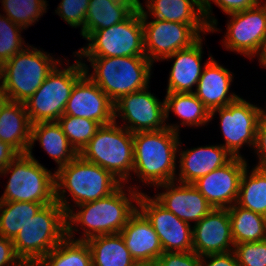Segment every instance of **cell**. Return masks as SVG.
<instances>
[{
  "label": "cell",
  "mask_w": 266,
  "mask_h": 266,
  "mask_svg": "<svg viewBox=\"0 0 266 266\" xmlns=\"http://www.w3.org/2000/svg\"><path fill=\"white\" fill-rule=\"evenodd\" d=\"M177 127L167 126L158 131L133 133L134 172L141 179L156 185L174 181Z\"/></svg>",
  "instance_id": "cell-1"
},
{
  "label": "cell",
  "mask_w": 266,
  "mask_h": 266,
  "mask_svg": "<svg viewBox=\"0 0 266 266\" xmlns=\"http://www.w3.org/2000/svg\"><path fill=\"white\" fill-rule=\"evenodd\" d=\"M54 175L55 201L63 207L66 214L71 209L63 196L59 195L61 186L67 188L76 204L80 205L107 197L122 184L112 173L84 160L79 154L67 165L58 168Z\"/></svg>",
  "instance_id": "cell-2"
},
{
  "label": "cell",
  "mask_w": 266,
  "mask_h": 266,
  "mask_svg": "<svg viewBox=\"0 0 266 266\" xmlns=\"http://www.w3.org/2000/svg\"><path fill=\"white\" fill-rule=\"evenodd\" d=\"M66 212L57 202L43 206L12 240L21 262L42 260L67 236Z\"/></svg>",
  "instance_id": "cell-3"
},
{
  "label": "cell",
  "mask_w": 266,
  "mask_h": 266,
  "mask_svg": "<svg viewBox=\"0 0 266 266\" xmlns=\"http://www.w3.org/2000/svg\"><path fill=\"white\" fill-rule=\"evenodd\" d=\"M95 69L90 79L115 103L147 88L151 61L147 57H88Z\"/></svg>",
  "instance_id": "cell-4"
},
{
  "label": "cell",
  "mask_w": 266,
  "mask_h": 266,
  "mask_svg": "<svg viewBox=\"0 0 266 266\" xmlns=\"http://www.w3.org/2000/svg\"><path fill=\"white\" fill-rule=\"evenodd\" d=\"M34 50L23 49L0 66V90L7 100L26 102L56 67L49 55Z\"/></svg>",
  "instance_id": "cell-5"
},
{
  "label": "cell",
  "mask_w": 266,
  "mask_h": 266,
  "mask_svg": "<svg viewBox=\"0 0 266 266\" xmlns=\"http://www.w3.org/2000/svg\"><path fill=\"white\" fill-rule=\"evenodd\" d=\"M115 121L102 125L79 155L112 173L119 180H126L128 171L133 170V133L116 127ZM125 131V132H124Z\"/></svg>",
  "instance_id": "cell-6"
},
{
  "label": "cell",
  "mask_w": 266,
  "mask_h": 266,
  "mask_svg": "<svg viewBox=\"0 0 266 266\" xmlns=\"http://www.w3.org/2000/svg\"><path fill=\"white\" fill-rule=\"evenodd\" d=\"M10 169L12 175L0 202H33L44 206L55 202V175L41 166L31 151L19 154L1 173Z\"/></svg>",
  "instance_id": "cell-7"
},
{
  "label": "cell",
  "mask_w": 266,
  "mask_h": 266,
  "mask_svg": "<svg viewBox=\"0 0 266 266\" xmlns=\"http://www.w3.org/2000/svg\"><path fill=\"white\" fill-rule=\"evenodd\" d=\"M63 71L57 67L48 75L35 93L24 102L31 124L58 121L75 83L85 74V64L76 62Z\"/></svg>",
  "instance_id": "cell-8"
},
{
  "label": "cell",
  "mask_w": 266,
  "mask_h": 266,
  "mask_svg": "<svg viewBox=\"0 0 266 266\" xmlns=\"http://www.w3.org/2000/svg\"><path fill=\"white\" fill-rule=\"evenodd\" d=\"M122 188L120 186L107 197L78 205L82 210L77 214H72V210L67 213L66 219L73 223L80 222L92 231L86 229V238L79 240L87 241L96 236L117 234L122 231L130 217L137 211Z\"/></svg>",
  "instance_id": "cell-9"
},
{
  "label": "cell",
  "mask_w": 266,
  "mask_h": 266,
  "mask_svg": "<svg viewBox=\"0 0 266 266\" xmlns=\"http://www.w3.org/2000/svg\"><path fill=\"white\" fill-rule=\"evenodd\" d=\"M87 40L88 48L78 54L86 57H146L142 13L137 8L126 20L109 28L94 31Z\"/></svg>",
  "instance_id": "cell-10"
},
{
  "label": "cell",
  "mask_w": 266,
  "mask_h": 266,
  "mask_svg": "<svg viewBox=\"0 0 266 266\" xmlns=\"http://www.w3.org/2000/svg\"><path fill=\"white\" fill-rule=\"evenodd\" d=\"M138 8L142 13L144 51H148L145 55L151 62L155 58L159 59V56L160 59H166L179 50L191 47L200 39L198 32L188 24L160 19L146 24L147 14L140 1Z\"/></svg>",
  "instance_id": "cell-11"
},
{
  "label": "cell",
  "mask_w": 266,
  "mask_h": 266,
  "mask_svg": "<svg viewBox=\"0 0 266 266\" xmlns=\"http://www.w3.org/2000/svg\"><path fill=\"white\" fill-rule=\"evenodd\" d=\"M137 193L130 194L140 206L141 213L153 226L163 252H174V249L175 252L193 251L190 225L163 207L156 199Z\"/></svg>",
  "instance_id": "cell-12"
},
{
  "label": "cell",
  "mask_w": 266,
  "mask_h": 266,
  "mask_svg": "<svg viewBox=\"0 0 266 266\" xmlns=\"http://www.w3.org/2000/svg\"><path fill=\"white\" fill-rule=\"evenodd\" d=\"M215 111H219L221 118V127L226 141L223 147L232 157H241L238 155V150L243 143L255 144L257 127L264 111L240 97L226 107L212 110L210 117Z\"/></svg>",
  "instance_id": "cell-13"
},
{
  "label": "cell",
  "mask_w": 266,
  "mask_h": 266,
  "mask_svg": "<svg viewBox=\"0 0 266 266\" xmlns=\"http://www.w3.org/2000/svg\"><path fill=\"white\" fill-rule=\"evenodd\" d=\"M246 165L242 157H232L224 166L200 177L192 185L214 209L228 208L226 203L237 201L240 181Z\"/></svg>",
  "instance_id": "cell-14"
},
{
  "label": "cell",
  "mask_w": 266,
  "mask_h": 266,
  "mask_svg": "<svg viewBox=\"0 0 266 266\" xmlns=\"http://www.w3.org/2000/svg\"><path fill=\"white\" fill-rule=\"evenodd\" d=\"M87 72L85 69V74L75 83L63 115L110 124L115 121L114 103L89 76L86 77Z\"/></svg>",
  "instance_id": "cell-15"
},
{
  "label": "cell",
  "mask_w": 266,
  "mask_h": 266,
  "mask_svg": "<svg viewBox=\"0 0 266 266\" xmlns=\"http://www.w3.org/2000/svg\"><path fill=\"white\" fill-rule=\"evenodd\" d=\"M145 90L127 94L114 103V118L117 116V111H122L123 119L132 124L126 129L132 133L158 131L167 128V125H161L166 119L165 103L159 102L156 97Z\"/></svg>",
  "instance_id": "cell-16"
},
{
  "label": "cell",
  "mask_w": 266,
  "mask_h": 266,
  "mask_svg": "<svg viewBox=\"0 0 266 266\" xmlns=\"http://www.w3.org/2000/svg\"><path fill=\"white\" fill-rule=\"evenodd\" d=\"M230 15L233 19L228 24L226 47L248 56L258 53L266 36V6L257 5Z\"/></svg>",
  "instance_id": "cell-17"
},
{
  "label": "cell",
  "mask_w": 266,
  "mask_h": 266,
  "mask_svg": "<svg viewBox=\"0 0 266 266\" xmlns=\"http://www.w3.org/2000/svg\"><path fill=\"white\" fill-rule=\"evenodd\" d=\"M192 243L193 252L200 257L231 252L228 245H234V241L228 208L212 209L197 222L192 229Z\"/></svg>",
  "instance_id": "cell-18"
},
{
  "label": "cell",
  "mask_w": 266,
  "mask_h": 266,
  "mask_svg": "<svg viewBox=\"0 0 266 266\" xmlns=\"http://www.w3.org/2000/svg\"><path fill=\"white\" fill-rule=\"evenodd\" d=\"M120 234L136 263H156L164 253L153 226L138 210L130 217Z\"/></svg>",
  "instance_id": "cell-19"
},
{
  "label": "cell",
  "mask_w": 266,
  "mask_h": 266,
  "mask_svg": "<svg viewBox=\"0 0 266 266\" xmlns=\"http://www.w3.org/2000/svg\"><path fill=\"white\" fill-rule=\"evenodd\" d=\"M158 186L168 188V191L157 196L156 200L188 224L189 220L199 222L214 209L192 184L182 183V186L173 188L174 183L168 182Z\"/></svg>",
  "instance_id": "cell-20"
},
{
  "label": "cell",
  "mask_w": 266,
  "mask_h": 266,
  "mask_svg": "<svg viewBox=\"0 0 266 266\" xmlns=\"http://www.w3.org/2000/svg\"><path fill=\"white\" fill-rule=\"evenodd\" d=\"M205 63V69L197 84L196 97L211 112L214 109L226 107L239 97L237 95L226 96L229 91L232 75L230 72L218 65L212 57Z\"/></svg>",
  "instance_id": "cell-21"
},
{
  "label": "cell",
  "mask_w": 266,
  "mask_h": 266,
  "mask_svg": "<svg viewBox=\"0 0 266 266\" xmlns=\"http://www.w3.org/2000/svg\"><path fill=\"white\" fill-rule=\"evenodd\" d=\"M31 122L24 103L6 100L0 110V140L19 154H27L31 143Z\"/></svg>",
  "instance_id": "cell-22"
},
{
  "label": "cell",
  "mask_w": 266,
  "mask_h": 266,
  "mask_svg": "<svg viewBox=\"0 0 266 266\" xmlns=\"http://www.w3.org/2000/svg\"><path fill=\"white\" fill-rule=\"evenodd\" d=\"M230 156V158H227ZM232 155L222 146L199 147L183 151L180 159V183L192 184L200 177L224 166Z\"/></svg>",
  "instance_id": "cell-23"
},
{
  "label": "cell",
  "mask_w": 266,
  "mask_h": 266,
  "mask_svg": "<svg viewBox=\"0 0 266 266\" xmlns=\"http://www.w3.org/2000/svg\"><path fill=\"white\" fill-rule=\"evenodd\" d=\"M148 2L147 7L156 19L188 24L198 33L200 30L212 31L215 29L213 24H216V19L207 21L203 17L202 6L196 0H148ZM193 4L199 12L195 11ZM197 13H200L199 15L203 18Z\"/></svg>",
  "instance_id": "cell-24"
},
{
  "label": "cell",
  "mask_w": 266,
  "mask_h": 266,
  "mask_svg": "<svg viewBox=\"0 0 266 266\" xmlns=\"http://www.w3.org/2000/svg\"><path fill=\"white\" fill-rule=\"evenodd\" d=\"M201 38L187 49L166 58H175L169 77L167 93H191L192 85L198 84L201 72Z\"/></svg>",
  "instance_id": "cell-25"
},
{
  "label": "cell",
  "mask_w": 266,
  "mask_h": 266,
  "mask_svg": "<svg viewBox=\"0 0 266 266\" xmlns=\"http://www.w3.org/2000/svg\"><path fill=\"white\" fill-rule=\"evenodd\" d=\"M139 0H90L85 19V38L94 31L109 28L126 20Z\"/></svg>",
  "instance_id": "cell-26"
},
{
  "label": "cell",
  "mask_w": 266,
  "mask_h": 266,
  "mask_svg": "<svg viewBox=\"0 0 266 266\" xmlns=\"http://www.w3.org/2000/svg\"><path fill=\"white\" fill-rule=\"evenodd\" d=\"M35 140L40 141L41 146L59 164V168L67 165L78 155L76 150L69 146L70 143L57 121L32 124L31 143L28 151H31Z\"/></svg>",
  "instance_id": "cell-27"
},
{
  "label": "cell",
  "mask_w": 266,
  "mask_h": 266,
  "mask_svg": "<svg viewBox=\"0 0 266 266\" xmlns=\"http://www.w3.org/2000/svg\"><path fill=\"white\" fill-rule=\"evenodd\" d=\"M93 266H135L137 263L126 248L120 233L88 239Z\"/></svg>",
  "instance_id": "cell-28"
},
{
  "label": "cell",
  "mask_w": 266,
  "mask_h": 266,
  "mask_svg": "<svg viewBox=\"0 0 266 266\" xmlns=\"http://www.w3.org/2000/svg\"><path fill=\"white\" fill-rule=\"evenodd\" d=\"M228 213L234 245L266 239L265 216L236 205H230Z\"/></svg>",
  "instance_id": "cell-29"
},
{
  "label": "cell",
  "mask_w": 266,
  "mask_h": 266,
  "mask_svg": "<svg viewBox=\"0 0 266 266\" xmlns=\"http://www.w3.org/2000/svg\"><path fill=\"white\" fill-rule=\"evenodd\" d=\"M72 225L68 220L67 236L42 259L47 266H93L87 242L70 239L73 233Z\"/></svg>",
  "instance_id": "cell-30"
},
{
  "label": "cell",
  "mask_w": 266,
  "mask_h": 266,
  "mask_svg": "<svg viewBox=\"0 0 266 266\" xmlns=\"http://www.w3.org/2000/svg\"><path fill=\"white\" fill-rule=\"evenodd\" d=\"M247 168L242 174L237 203L266 217V170L254 168L247 181Z\"/></svg>",
  "instance_id": "cell-31"
},
{
  "label": "cell",
  "mask_w": 266,
  "mask_h": 266,
  "mask_svg": "<svg viewBox=\"0 0 266 266\" xmlns=\"http://www.w3.org/2000/svg\"><path fill=\"white\" fill-rule=\"evenodd\" d=\"M165 118L168 117L169 110H173L178 116L183 118L182 123L189 125H201L210 120V111L191 93H167L164 100Z\"/></svg>",
  "instance_id": "cell-32"
},
{
  "label": "cell",
  "mask_w": 266,
  "mask_h": 266,
  "mask_svg": "<svg viewBox=\"0 0 266 266\" xmlns=\"http://www.w3.org/2000/svg\"><path fill=\"white\" fill-rule=\"evenodd\" d=\"M4 206L7 208L2 210ZM43 206L33 202H0V235L13 240Z\"/></svg>",
  "instance_id": "cell-33"
},
{
  "label": "cell",
  "mask_w": 266,
  "mask_h": 266,
  "mask_svg": "<svg viewBox=\"0 0 266 266\" xmlns=\"http://www.w3.org/2000/svg\"><path fill=\"white\" fill-rule=\"evenodd\" d=\"M57 122L62 127L63 133L66 135L70 146H72L78 154L102 126L99 122L91 119L69 115H62Z\"/></svg>",
  "instance_id": "cell-34"
},
{
  "label": "cell",
  "mask_w": 266,
  "mask_h": 266,
  "mask_svg": "<svg viewBox=\"0 0 266 266\" xmlns=\"http://www.w3.org/2000/svg\"><path fill=\"white\" fill-rule=\"evenodd\" d=\"M7 17L17 25L23 27L34 23L45 10L44 0H3Z\"/></svg>",
  "instance_id": "cell-35"
},
{
  "label": "cell",
  "mask_w": 266,
  "mask_h": 266,
  "mask_svg": "<svg viewBox=\"0 0 266 266\" xmlns=\"http://www.w3.org/2000/svg\"><path fill=\"white\" fill-rule=\"evenodd\" d=\"M18 28L21 27L0 15V66L23 50Z\"/></svg>",
  "instance_id": "cell-36"
},
{
  "label": "cell",
  "mask_w": 266,
  "mask_h": 266,
  "mask_svg": "<svg viewBox=\"0 0 266 266\" xmlns=\"http://www.w3.org/2000/svg\"><path fill=\"white\" fill-rule=\"evenodd\" d=\"M238 266H266V239L234 245Z\"/></svg>",
  "instance_id": "cell-37"
},
{
  "label": "cell",
  "mask_w": 266,
  "mask_h": 266,
  "mask_svg": "<svg viewBox=\"0 0 266 266\" xmlns=\"http://www.w3.org/2000/svg\"><path fill=\"white\" fill-rule=\"evenodd\" d=\"M90 0H62L58 13L71 26H82V36L85 37V19Z\"/></svg>",
  "instance_id": "cell-38"
},
{
  "label": "cell",
  "mask_w": 266,
  "mask_h": 266,
  "mask_svg": "<svg viewBox=\"0 0 266 266\" xmlns=\"http://www.w3.org/2000/svg\"><path fill=\"white\" fill-rule=\"evenodd\" d=\"M203 259L195 252H164L156 261L158 266H200Z\"/></svg>",
  "instance_id": "cell-39"
},
{
  "label": "cell",
  "mask_w": 266,
  "mask_h": 266,
  "mask_svg": "<svg viewBox=\"0 0 266 266\" xmlns=\"http://www.w3.org/2000/svg\"><path fill=\"white\" fill-rule=\"evenodd\" d=\"M227 14L242 12L259 5L258 0H213ZM210 0H204L202 5L203 17L209 16ZM208 14V16H207Z\"/></svg>",
  "instance_id": "cell-40"
},
{
  "label": "cell",
  "mask_w": 266,
  "mask_h": 266,
  "mask_svg": "<svg viewBox=\"0 0 266 266\" xmlns=\"http://www.w3.org/2000/svg\"><path fill=\"white\" fill-rule=\"evenodd\" d=\"M17 260L18 263L16 262ZM10 263L14 266L22 265V262L15 253L12 240L0 235V266H5ZM14 263H17V265Z\"/></svg>",
  "instance_id": "cell-41"
},
{
  "label": "cell",
  "mask_w": 266,
  "mask_h": 266,
  "mask_svg": "<svg viewBox=\"0 0 266 266\" xmlns=\"http://www.w3.org/2000/svg\"><path fill=\"white\" fill-rule=\"evenodd\" d=\"M259 152L261 162L256 168L266 170V118L263 116L258 124L255 144Z\"/></svg>",
  "instance_id": "cell-42"
},
{
  "label": "cell",
  "mask_w": 266,
  "mask_h": 266,
  "mask_svg": "<svg viewBox=\"0 0 266 266\" xmlns=\"http://www.w3.org/2000/svg\"><path fill=\"white\" fill-rule=\"evenodd\" d=\"M233 256L229 252L205 255V257L212 258L211 262L206 266H238L235 252ZM204 260L200 259V266H203Z\"/></svg>",
  "instance_id": "cell-43"
},
{
  "label": "cell",
  "mask_w": 266,
  "mask_h": 266,
  "mask_svg": "<svg viewBox=\"0 0 266 266\" xmlns=\"http://www.w3.org/2000/svg\"><path fill=\"white\" fill-rule=\"evenodd\" d=\"M19 155L8 143L0 140V173Z\"/></svg>",
  "instance_id": "cell-44"
},
{
  "label": "cell",
  "mask_w": 266,
  "mask_h": 266,
  "mask_svg": "<svg viewBox=\"0 0 266 266\" xmlns=\"http://www.w3.org/2000/svg\"><path fill=\"white\" fill-rule=\"evenodd\" d=\"M259 51H261L260 55V62L266 66V36L263 38L262 44L260 46Z\"/></svg>",
  "instance_id": "cell-45"
},
{
  "label": "cell",
  "mask_w": 266,
  "mask_h": 266,
  "mask_svg": "<svg viewBox=\"0 0 266 266\" xmlns=\"http://www.w3.org/2000/svg\"><path fill=\"white\" fill-rule=\"evenodd\" d=\"M21 266H47L43 260H27L22 262Z\"/></svg>",
  "instance_id": "cell-46"
},
{
  "label": "cell",
  "mask_w": 266,
  "mask_h": 266,
  "mask_svg": "<svg viewBox=\"0 0 266 266\" xmlns=\"http://www.w3.org/2000/svg\"><path fill=\"white\" fill-rule=\"evenodd\" d=\"M7 100V97L3 94V92L0 90V110L3 106L4 102Z\"/></svg>",
  "instance_id": "cell-47"
},
{
  "label": "cell",
  "mask_w": 266,
  "mask_h": 266,
  "mask_svg": "<svg viewBox=\"0 0 266 266\" xmlns=\"http://www.w3.org/2000/svg\"><path fill=\"white\" fill-rule=\"evenodd\" d=\"M135 266H158L156 263H137Z\"/></svg>",
  "instance_id": "cell-48"
},
{
  "label": "cell",
  "mask_w": 266,
  "mask_h": 266,
  "mask_svg": "<svg viewBox=\"0 0 266 266\" xmlns=\"http://www.w3.org/2000/svg\"><path fill=\"white\" fill-rule=\"evenodd\" d=\"M201 6L203 5L204 0H196Z\"/></svg>",
  "instance_id": "cell-49"
}]
</instances>
